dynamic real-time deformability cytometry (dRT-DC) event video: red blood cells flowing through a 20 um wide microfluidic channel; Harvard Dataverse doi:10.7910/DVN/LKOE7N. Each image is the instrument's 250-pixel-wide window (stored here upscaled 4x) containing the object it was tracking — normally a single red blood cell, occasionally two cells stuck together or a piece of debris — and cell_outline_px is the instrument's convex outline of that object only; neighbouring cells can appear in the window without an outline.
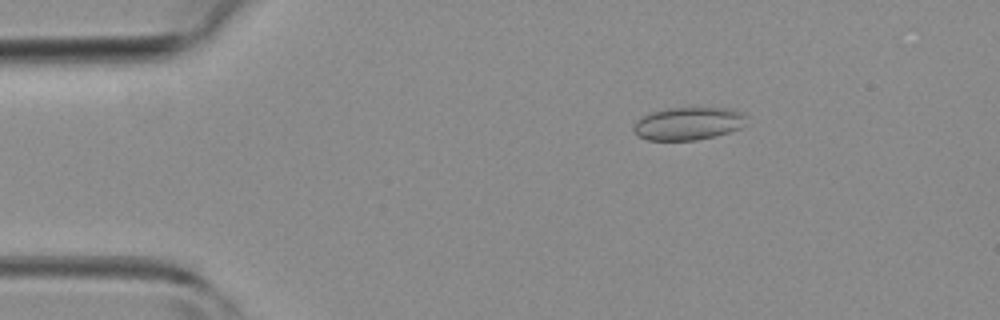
{"species": "common noctule bat (a hibernating species)", "species_latin": "Nyctalus noctula", "temperature_condition": "room temperature", "stored_images_in_passage": 4, "camera_frame_rate_fps": 3000, "um_per_image_px": 0.085, "animal": {"sex": "female", "body_mass_g": 19.3, "forearm_length_mm": 54.1}, "frame": {"image": 1, "passage_image": 2, "time_ms": 1.333, "image_size_px": [1000, 320], "cell_outline_px": [[744, 116], [740, 128], [716, 136], [696, 140], [648, 140], [636, 136], [632, 128], [636, 120], [652, 112], [668, 108], [728, 108], [744, 112]], "centroid_in_image_um": [58.44, 10.51], "position_along_channel_um": 26.6, "area_um2": 21.44}}
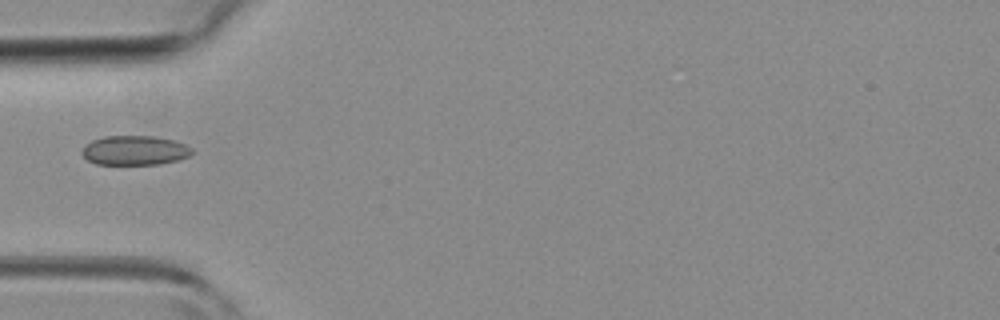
{"frame": {"image": 2, "passage_image": 4, "time_ms": 3.667, "image_size_px": [1000, 320], "cell_outline_px": [[192, 152], [188, 156], [180, 160], [160, 164], [96, 164], [88, 160], [80, 152], [84, 144], [92, 140], [104, 136], [156, 136], [172, 140], [184, 144], [192, 148]], "centroid_in_image_um": [11.42, 12.78], "position_along_channel_um": 73.6, "area_um2": 18.96}}